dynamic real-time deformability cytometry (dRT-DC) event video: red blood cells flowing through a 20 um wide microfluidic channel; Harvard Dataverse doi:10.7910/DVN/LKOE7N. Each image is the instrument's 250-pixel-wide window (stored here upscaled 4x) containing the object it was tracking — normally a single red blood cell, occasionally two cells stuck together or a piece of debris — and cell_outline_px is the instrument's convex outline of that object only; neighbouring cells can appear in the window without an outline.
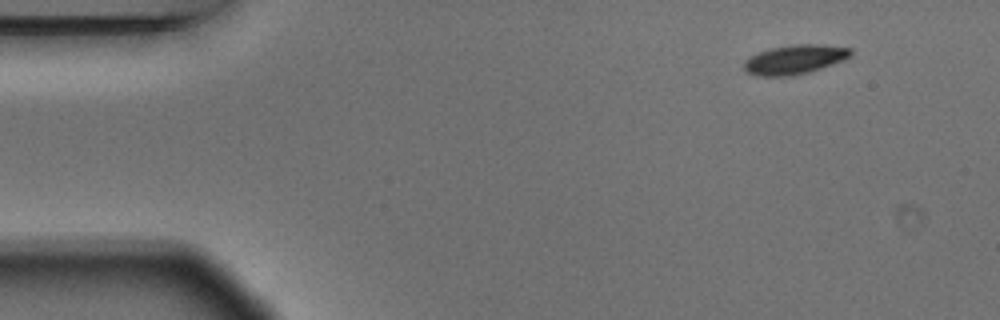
{"species": "Egyptian fruit bat (a non-hibernating species)", "species_latin": "Rousettus aegyptiacus", "temperature_condition": "warm", "stored_images_in_passage": 4, "camera_frame_rate_fps": 3000, "um_per_image_px": 0.085, "animal": {"sex": "male"}, "frame": {"image": 1, "passage_image": 1, "time_ms": 0.0, "image_size_px": [1000, 320], "cell_outline_px": [[852, 56], [844, 60], [808, 72], [792, 76], [756, 76], [748, 72], [744, 68], [744, 60], [760, 52], [772, 48], [792, 44], [820, 44], [852, 48]], "centroid_in_image_um": [67.58, 5.05], "position_along_channel_um": 17.4, "area_um2": 18.15}}